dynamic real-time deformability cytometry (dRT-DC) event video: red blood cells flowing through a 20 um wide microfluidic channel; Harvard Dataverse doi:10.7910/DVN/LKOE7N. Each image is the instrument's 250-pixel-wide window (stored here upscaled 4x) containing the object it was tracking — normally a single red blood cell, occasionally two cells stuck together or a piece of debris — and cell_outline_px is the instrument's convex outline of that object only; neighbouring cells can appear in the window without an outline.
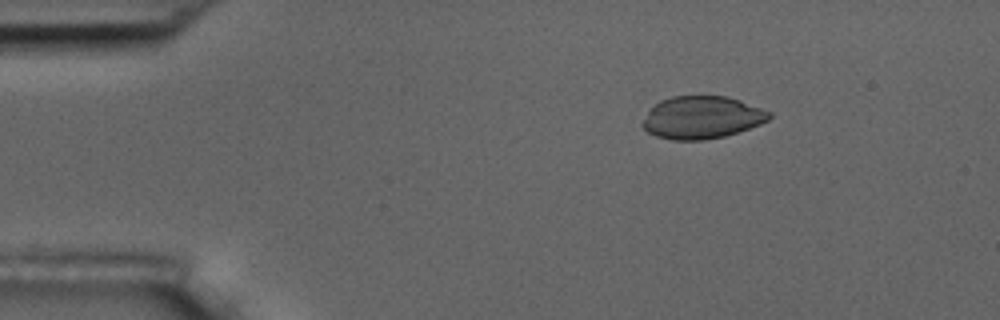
{"species": "common noctule bat (a hibernating species)", "species_latin": "Nyctalus noctula", "temperature_condition": "room temperature", "stored_images_in_passage": 3, "camera_frame_rate_fps": 3000, "um_per_image_px": 0.085, "animal": {"sex": "male", "body_mass_g": 17.5, "forearm_length_mm": 52.3}, "frame": {"image": 1, "passage_image": 1, "time_ms": 0.0, "image_size_px": [1000, 320], "cell_outline_px": [[772, 116], [768, 120], [760, 124], [724, 136], [704, 140], [672, 140], [656, 136], [648, 132], [640, 124], [648, 112], [660, 100], [672, 96], [728, 96], [740, 100], [772, 112]], "centroid_in_image_um": [59.66, 9.98], "position_along_channel_um": 25.3, "area_um2": 31.33}}